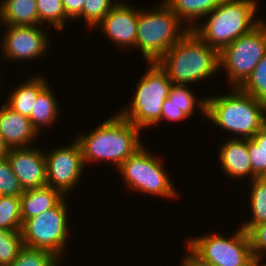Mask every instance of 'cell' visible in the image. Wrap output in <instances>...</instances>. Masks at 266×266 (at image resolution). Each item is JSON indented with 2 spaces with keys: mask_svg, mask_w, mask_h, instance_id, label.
I'll use <instances>...</instances> for the list:
<instances>
[{
  "mask_svg": "<svg viewBox=\"0 0 266 266\" xmlns=\"http://www.w3.org/2000/svg\"><path fill=\"white\" fill-rule=\"evenodd\" d=\"M140 132L142 131L137 126L117 112L93 131L83 133L75 140L80 145L84 165L104 161L111 162L114 168H118L144 145Z\"/></svg>",
  "mask_w": 266,
  "mask_h": 266,
  "instance_id": "1",
  "label": "cell"
},
{
  "mask_svg": "<svg viewBox=\"0 0 266 266\" xmlns=\"http://www.w3.org/2000/svg\"><path fill=\"white\" fill-rule=\"evenodd\" d=\"M229 92L206 97L205 118L236 136L229 138L250 139L266 124V103L239 87Z\"/></svg>",
  "mask_w": 266,
  "mask_h": 266,
  "instance_id": "2",
  "label": "cell"
},
{
  "mask_svg": "<svg viewBox=\"0 0 266 266\" xmlns=\"http://www.w3.org/2000/svg\"><path fill=\"white\" fill-rule=\"evenodd\" d=\"M172 84L187 85L207 80L219 68V52L189 30L158 61ZM205 78V79H204Z\"/></svg>",
  "mask_w": 266,
  "mask_h": 266,
  "instance_id": "3",
  "label": "cell"
},
{
  "mask_svg": "<svg viewBox=\"0 0 266 266\" xmlns=\"http://www.w3.org/2000/svg\"><path fill=\"white\" fill-rule=\"evenodd\" d=\"M258 3V0H222L212 12L204 16L208 19L195 25L192 31L220 52L262 21L261 18H254Z\"/></svg>",
  "mask_w": 266,
  "mask_h": 266,
  "instance_id": "4",
  "label": "cell"
},
{
  "mask_svg": "<svg viewBox=\"0 0 266 266\" xmlns=\"http://www.w3.org/2000/svg\"><path fill=\"white\" fill-rule=\"evenodd\" d=\"M157 5L153 10L138 9L136 46L133 49L140 50L147 63L157 62L189 31L164 1Z\"/></svg>",
  "mask_w": 266,
  "mask_h": 266,
  "instance_id": "5",
  "label": "cell"
},
{
  "mask_svg": "<svg viewBox=\"0 0 266 266\" xmlns=\"http://www.w3.org/2000/svg\"><path fill=\"white\" fill-rule=\"evenodd\" d=\"M147 65L148 70L138 79L130 105L118 112L141 131L159 125L163 102L172 86L168 75L157 62Z\"/></svg>",
  "mask_w": 266,
  "mask_h": 266,
  "instance_id": "6",
  "label": "cell"
},
{
  "mask_svg": "<svg viewBox=\"0 0 266 266\" xmlns=\"http://www.w3.org/2000/svg\"><path fill=\"white\" fill-rule=\"evenodd\" d=\"M150 152L146 145H143L116 168L121 173L124 184L139 194L166 199L179 197L176 191L178 189L174 188L161 157L158 159L156 154Z\"/></svg>",
  "mask_w": 266,
  "mask_h": 266,
  "instance_id": "7",
  "label": "cell"
},
{
  "mask_svg": "<svg viewBox=\"0 0 266 266\" xmlns=\"http://www.w3.org/2000/svg\"><path fill=\"white\" fill-rule=\"evenodd\" d=\"M66 196L52 209L22 223L23 244L34 249L48 250L61 261L68 239V205Z\"/></svg>",
  "mask_w": 266,
  "mask_h": 266,
  "instance_id": "8",
  "label": "cell"
},
{
  "mask_svg": "<svg viewBox=\"0 0 266 266\" xmlns=\"http://www.w3.org/2000/svg\"><path fill=\"white\" fill-rule=\"evenodd\" d=\"M266 54V21L240 36L219 52V67L224 68L231 87H240Z\"/></svg>",
  "mask_w": 266,
  "mask_h": 266,
  "instance_id": "9",
  "label": "cell"
},
{
  "mask_svg": "<svg viewBox=\"0 0 266 266\" xmlns=\"http://www.w3.org/2000/svg\"><path fill=\"white\" fill-rule=\"evenodd\" d=\"M208 234L188 238L187 246L213 266H252L253 255L248 232L241 227L233 236Z\"/></svg>",
  "mask_w": 266,
  "mask_h": 266,
  "instance_id": "10",
  "label": "cell"
},
{
  "mask_svg": "<svg viewBox=\"0 0 266 266\" xmlns=\"http://www.w3.org/2000/svg\"><path fill=\"white\" fill-rule=\"evenodd\" d=\"M70 145L44 150L47 185L59 190L64 196L80 182L85 165L79 143L74 139Z\"/></svg>",
  "mask_w": 266,
  "mask_h": 266,
  "instance_id": "11",
  "label": "cell"
},
{
  "mask_svg": "<svg viewBox=\"0 0 266 266\" xmlns=\"http://www.w3.org/2000/svg\"><path fill=\"white\" fill-rule=\"evenodd\" d=\"M7 31L3 34L1 55L8 60L31 61L38 57L45 56L48 52L49 35L42 29V25H5ZM41 27V28H40ZM48 37V38H47Z\"/></svg>",
  "mask_w": 266,
  "mask_h": 266,
  "instance_id": "12",
  "label": "cell"
},
{
  "mask_svg": "<svg viewBox=\"0 0 266 266\" xmlns=\"http://www.w3.org/2000/svg\"><path fill=\"white\" fill-rule=\"evenodd\" d=\"M34 146L11 148L7 158L23 191L47 185L44 149Z\"/></svg>",
  "mask_w": 266,
  "mask_h": 266,
  "instance_id": "13",
  "label": "cell"
},
{
  "mask_svg": "<svg viewBox=\"0 0 266 266\" xmlns=\"http://www.w3.org/2000/svg\"><path fill=\"white\" fill-rule=\"evenodd\" d=\"M138 25V9L119 1L96 26L119 49L135 48Z\"/></svg>",
  "mask_w": 266,
  "mask_h": 266,
  "instance_id": "14",
  "label": "cell"
},
{
  "mask_svg": "<svg viewBox=\"0 0 266 266\" xmlns=\"http://www.w3.org/2000/svg\"><path fill=\"white\" fill-rule=\"evenodd\" d=\"M1 105L0 136L5 144L10 149L34 145L32 142L40 134L32 127L30 119L14 111L6 103Z\"/></svg>",
  "mask_w": 266,
  "mask_h": 266,
  "instance_id": "15",
  "label": "cell"
},
{
  "mask_svg": "<svg viewBox=\"0 0 266 266\" xmlns=\"http://www.w3.org/2000/svg\"><path fill=\"white\" fill-rule=\"evenodd\" d=\"M219 151L222 170L232 178L241 179L247 176L250 181L256 177L252 173L251 161L247 149V139L229 138L224 140Z\"/></svg>",
  "mask_w": 266,
  "mask_h": 266,
  "instance_id": "16",
  "label": "cell"
},
{
  "mask_svg": "<svg viewBox=\"0 0 266 266\" xmlns=\"http://www.w3.org/2000/svg\"><path fill=\"white\" fill-rule=\"evenodd\" d=\"M65 196L48 185L26 190L20 196L22 223L55 207Z\"/></svg>",
  "mask_w": 266,
  "mask_h": 266,
  "instance_id": "17",
  "label": "cell"
},
{
  "mask_svg": "<svg viewBox=\"0 0 266 266\" xmlns=\"http://www.w3.org/2000/svg\"><path fill=\"white\" fill-rule=\"evenodd\" d=\"M47 85L48 82L45 77L43 78L41 75L31 76L27 82L24 81L15 87L5 103L14 111L29 118L38 94Z\"/></svg>",
  "mask_w": 266,
  "mask_h": 266,
  "instance_id": "18",
  "label": "cell"
},
{
  "mask_svg": "<svg viewBox=\"0 0 266 266\" xmlns=\"http://www.w3.org/2000/svg\"><path fill=\"white\" fill-rule=\"evenodd\" d=\"M1 2L0 21L2 25H41L38 20L36 0H3Z\"/></svg>",
  "mask_w": 266,
  "mask_h": 266,
  "instance_id": "19",
  "label": "cell"
},
{
  "mask_svg": "<svg viewBox=\"0 0 266 266\" xmlns=\"http://www.w3.org/2000/svg\"><path fill=\"white\" fill-rule=\"evenodd\" d=\"M57 98H55L54 92L51 91V87L48 84L37 97L33 110L29 117L32 127L39 134L42 127L52 126L57 122V118L60 116V109Z\"/></svg>",
  "mask_w": 266,
  "mask_h": 266,
  "instance_id": "20",
  "label": "cell"
},
{
  "mask_svg": "<svg viewBox=\"0 0 266 266\" xmlns=\"http://www.w3.org/2000/svg\"><path fill=\"white\" fill-rule=\"evenodd\" d=\"M179 19L192 30L198 19L212 12L222 0H163ZM196 21V22H195Z\"/></svg>",
  "mask_w": 266,
  "mask_h": 266,
  "instance_id": "21",
  "label": "cell"
},
{
  "mask_svg": "<svg viewBox=\"0 0 266 266\" xmlns=\"http://www.w3.org/2000/svg\"><path fill=\"white\" fill-rule=\"evenodd\" d=\"M189 85H177L172 84L169 89L168 99L173 105L178 107L188 118L193 116L196 112V107H199V111L202 116L206 117V97H197L194 95V91L188 88ZM197 105V106H196Z\"/></svg>",
  "mask_w": 266,
  "mask_h": 266,
  "instance_id": "22",
  "label": "cell"
},
{
  "mask_svg": "<svg viewBox=\"0 0 266 266\" xmlns=\"http://www.w3.org/2000/svg\"><path fill=\"white\" fill-rule=\"evenodd\" d=\"M250 207L252 219L243 222L241 228L248 232L253 226L266 222V177L250 181Z\"/></svg>",
  "mask_w": 266,
  "mask_h": 266,
  "instance_id": "23",
  "label": "cell"
},
{
  "mask_svg": "<svg viewBox=\"0 0 266 266\" xmlns=\"http://www.w3.org/2000/svg\"><path fill=\"white\" fill-rule=\"evenodd\" d=\"M38 20L42 25H49L47 28L53 26L55 30L60 31L64 28L65 22L69 19L66 16V11L62 0H36Z\"/></svg>",
  "mask_w": 266,
  "mask_h": 266,
  "instance_id": "24",
  "label": "cell"
},
{
  "mask_svg": "<svg viewBox=\"0 0 266 266\" xmlns=\"http://www.w3.org/2000/svg\"><path fill=\"white\" fill-rule=\"evenodd\" d=\"M0 228L10 231H21L20 197L0 196Z\"/></svg>",
  "mask_w": 266,
  "mask_h": 266,
  "instance_id": "25",
  "label": "cell"
},
{
  "mask_svg": "<svg viewBox=\"0 0 266 266\" xmlns=\"http://www.w3.org/2000/svg\"><path fill=\"white\" fill-rule=\"evenodd\" d=\"M61 260L48 250L24 246L9 266H60Z\"/></svg>",
  "mask_w": 266,
  "mask_h": 266,
  "instance_id": "26",
  "label": "cell"
},
{
  "mask_svg": "<svg viewBox=\"0 0 266 266\" xmlns=\"http://www.w3.org/2000/svg\"><path fill=\"white\" fill-rule=\"evenodd\" d=\"M239 88L244 93L266 103V54Z\"/></svg>",
  "mask_w": 266,
  "mask_h": 266,
  "instance_id": "27",
  "label": "cell"
},
{
  "mask_svg": "<svg viewBox=\"0 0 266 266\" xmlns=\"http://www.w3.org/2000/svg\"><path fill=\"white\" fill-rule=\"evenodd\" d=\"M23 247L21 231L0 228V266H9Z\"/></svg>",
  "mask_w": 266,
  "mask_h": 266,
  "instance_id": "28",
  "label": "cell"
},
{
  "mask_svg": "<svg viewBox=\"0 0 266 266\" xmlns=\"http://www.w3.org/2000/svg\"><path fill=\"white\" fill-rule=\"evenodd\" d=\"M118 2L119 0H85L83 11L77 20L85 19L86 26L95 30V26Z\"/></svg>",
  "mask_w": 266,
  "mask_h": 266,
  "instance_id": "29",
  "label": "cell"
},
{
  "mask_svg": "<svg viewBox=\"0 0 266 266\" xmlns=\"http://www.w3.org/2000/svg\"><path fill=\"white\" fill-rule=\"evenodd\" d=\"M23 192L7 156L0 158V196L20 197Z\"/></svg>",
  "mask_w": 266,
  "mask_h": 266,
  "instance_id": "30",
  "label": "cell"
},
{
  "mask_svg": "<svg viewBox=\"0 0 266 266\" xmlns=\"http://www.w3.org/2000/svg\"><path fill=\"white\" fill-rule=\"evenodd\" d=\"M247 149L253 175L256 178L266 177V150L259 147L252 138L247 139Z\"/></svg>",
  "mask_w": 266,
  "mask_h": 266,
  "instance_id": "31",
  "label": "cell"
},
{
  "mask_svg": "<svg viewBox=\"0 0 266 266\" xmlns=\"http://www.w3.org/2000/svg\"><path fill=\"white\" fill-rule=\"evenodd\" d=\"M248 235L253 257H263L264 251L266 252V222L253 226L248 231Z\"/></svg>",
  "mask_w": 266,
  "mask_h": 266,
  "instance_id": "32",
  "label": "cell"
},
{
  "mask_svg": "<svg viewBox=\"0 0 266 266\" xmlns=\"http://www.w3.org/2000/svg\"><path fill=\"white\" fill-rule=\"evenodd\" d=\"M188 117L183 113L181 112V110L176 107L175 105H173L171 103V101L166 98L165 101L163 102V106H162V112H161V120H168V121H180L181 120H185L187 119Z\"/></svg>",
  "mask_w": 266,
  "mask_h": 266,
  "instance_id": "33",
  "label": "cell"
},
{
  "mask_svg": "<svg viewBox=\"0 0 266 266\" xmlns=\"http://www.w3.org/2000/svg\"><path fill=\"white\" fill-rule=\"evenodd\" d=\"M66 16L76 20L82 13L85 0H62Z\"/></svg>",
  "mask_w": 266,
  "mask_h": 266,
  "instance_id": "34",
  "label": "cell"
},
{
  "mask_svg": "<svg viewBox=\"0 0 266 266\" xmlns=\"http://www.w3.org/2000/svg\"><path fill=\"white\" fill-rule=\"evenodd\" d=\"M188 253L181 261L180 266H213L211 263L205 262L198 255H196L187 245Z\"/></svg>",
  "mask_w": 266,
  "mask_h": 266,
  "instance_id": "35",
  "label": "cell"
},
{
  "mask_svg": "<svg viewBox=\"0 0 266 266\" xmlns=\"http://www.w3.org/2000/svg\"><path fill=\"white\" fill-rule=\"evenodd\" d=\"M256 144L266 150V124L252 137Z\"/></svg>",
  "mask_w": 266,
  "mask_h": 266,
  "instance_id": "36",
  "label": "cell"
},
{
  "mask_svg": "<svg viewBox=\"0 0 266 266\" xmlns=\"http://www.w3.org/2000/svg\"><path fill=\"white\" fill-rule=\"evenodd\" d=\"M9 149L10 148L5 144L3 138L0 136V158L6 157Z\"/></svg>",
  "mask_w": 266,
  "mask_h": 266,
  "instance_id": "37",
  "label": "cell"
},
{
  "mask_svg": "<svg viewBox=\"0 0 266 266\" xmlns=\"http://www.w3.org/2000/svg\"><path fill=\"white\" fill-rule=\"evenodd\" d=\"M262 260H263L262 257L253 258L252 266H266V263L264 264ZM261 262L263 263V265Z\"/></svg>",
  "mask_w": 266,
  "mask_h": 266,
  "instance_id": "38",
  "label": "cell"
}]
</instances>
